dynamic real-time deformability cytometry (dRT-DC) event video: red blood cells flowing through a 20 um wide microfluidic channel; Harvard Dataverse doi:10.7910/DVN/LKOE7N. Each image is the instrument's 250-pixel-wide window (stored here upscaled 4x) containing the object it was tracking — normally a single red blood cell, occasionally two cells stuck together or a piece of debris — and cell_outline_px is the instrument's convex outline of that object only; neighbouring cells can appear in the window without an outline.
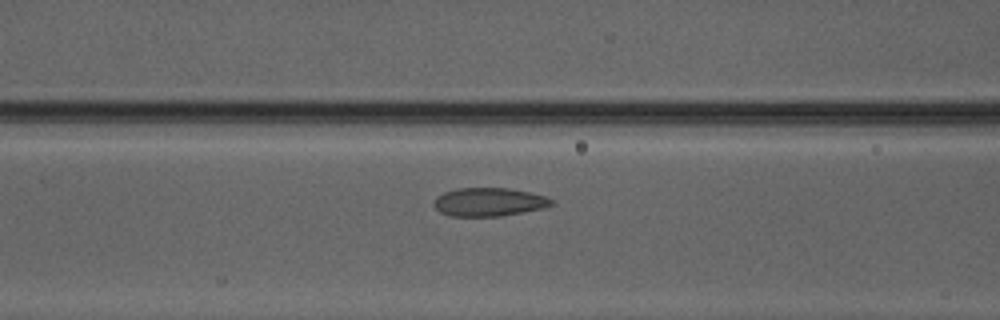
{"species": "Egyptian fruit bat (a non-hibernating species)", "species_latin": "Rousettus aegyptiacus", "temperature_condition": "warm", "stored_images_in_passage": 49, "camera_frame_rate_fps": 3000, "um_per_image_px": 0.085, "animal": {"sex": "male"}, "frame": {"image": 1, "passage_image": 19, "time_ms": 6.0, "image_size_px": [1000, 320], "cell_outline_px": [[552, 204], [544, 208], [500, 216], [448, 216], [440, 212], [436, 208], [436, 196], [444, 192], [456, 188], [508, 188], [548, 196], [552, 200]], "centroid_in_image_um": [41.56, 17.16], "position_along_channel_um": 125.0, "area_um2": 19.36}}
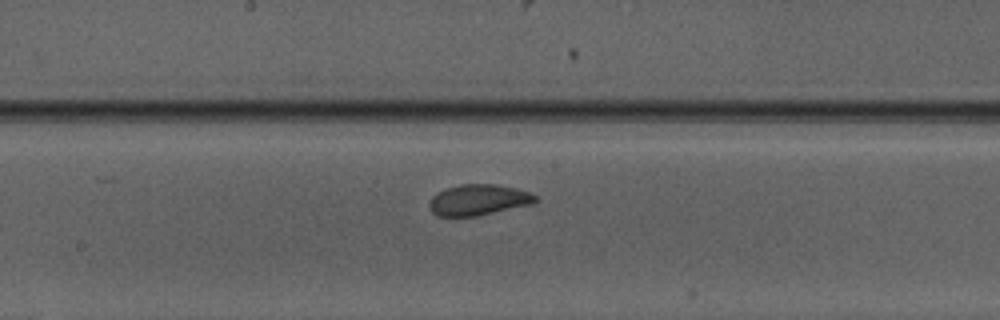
{"frame": {"image": 2, "passage_image": 25, "time_ms": 8.0, "image_size_px": [1000, 320], "cell_outline_px": [[540, 200], [532, 204], [476, 216], [436, 216], [432, 212], [428, 204], [432, 196], [444, 188], [460, 184], [496, 184], [516, 188], [528, 192], [536, 196]], "centroid_in_image_um": [40.65, 16.98], "position_along_channel_um": 207.5, "area_um2": 19.19}}
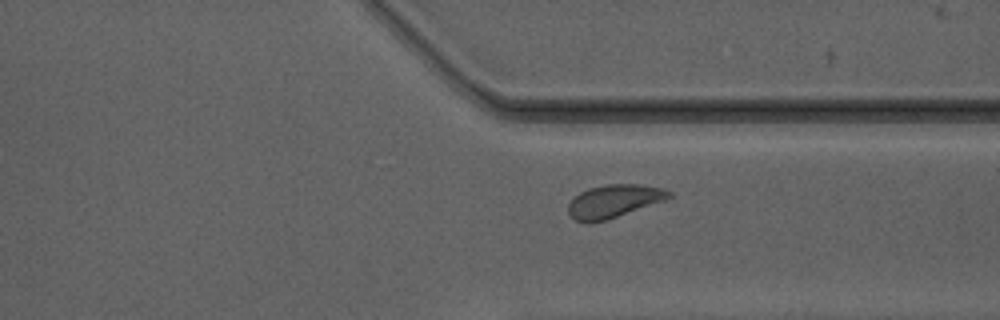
{"frame": {"image": 3, "passage_image": 36, "time_ms": 11.667, "image_size_px": [1000, 320], "cell_outline_px": [[672, 196], [664, 200], [604, 220], [588, 224], [576, 220], [568, 212], [568, 204], [580, 192], [588, 188], [604, 184], [636, 184], [664, 188], [672, 192]], "centroid_in_image_um": [52.16, 17.08], "position_along_channel_um": 359.2, "area_um2": 19.07}, "authors_computed_cell_mechanics": {"area_um2": 19.363, "velocity_mm_per_s": 4.1289, "shape_relaxation_time_tau1_ms": 2.995, "shape_relaxation_time_tau2_ms": 0.6348, "deformation_change_tau1": 0.0899, "deformation_change_tau2": 0.0501}}